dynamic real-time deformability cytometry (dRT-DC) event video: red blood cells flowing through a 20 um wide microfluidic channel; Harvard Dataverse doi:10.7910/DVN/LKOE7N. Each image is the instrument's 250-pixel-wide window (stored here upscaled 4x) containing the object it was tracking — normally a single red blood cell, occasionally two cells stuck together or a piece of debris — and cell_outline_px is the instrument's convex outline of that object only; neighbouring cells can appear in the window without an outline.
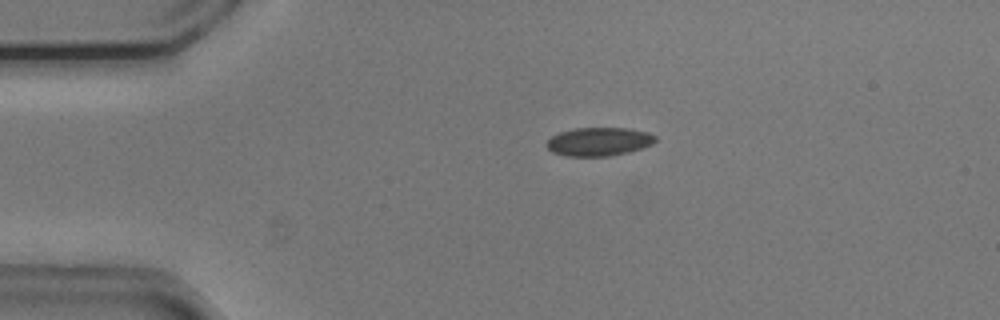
{"species": "common noctule bat (a hibernating species)", "species_latin": "Nyctalus noctula", "temperature_condition": "cold", "stored_images_in_passage": 14, "camera_frame_rate_fps": 3000, "um_per_image_px": 0.085, "animal": {"sex": "male", "body_mass_g": 20.5, "forearm_length_mm": 52.5}, "frame": {"image": 1, "passage_image": 6, "time_ms": 1.667, "image_size_px": [1000, 320], "cell_outline_px": [[656, 140], [652, 144], [628, 152], [608, 156], [568, 156], [552, 152], [544, 144], [552, 136], [560, 132], [572, 128], [628, 128], [648, 132], [656, 136]], "centroid_in_image_um": [50.89, 12.03], "position_along_channel_um": 34.1, "area_um2": 18.03}}